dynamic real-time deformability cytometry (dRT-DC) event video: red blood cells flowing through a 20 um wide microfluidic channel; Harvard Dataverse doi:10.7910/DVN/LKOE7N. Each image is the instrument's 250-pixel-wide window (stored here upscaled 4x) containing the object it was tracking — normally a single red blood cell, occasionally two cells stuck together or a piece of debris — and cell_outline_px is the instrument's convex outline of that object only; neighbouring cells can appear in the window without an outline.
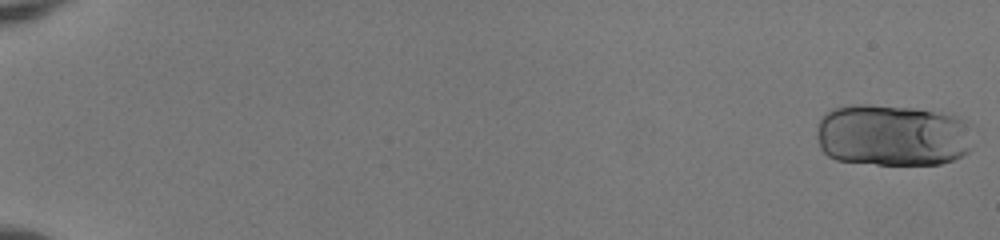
{"species": "human", "species_latin": "Homo sapiens", "temperature_condition": "room temperature", "stored_images_in_passage": 52, "segment_of_instrument_passage": [1, 2], "camera_frame_rate_fps": 3000, "um_per_image_px": 0.085, "donor": {"sex": "female"}, "frame": {"image": 1, "passage_image": 1, "time_ms": 0.0, "image_size_px": [1000, 240], "cell_outline_px": [[972, 148], [968, 152], [952, 160], [940, 164], [876, 164], [836, 160], [828, 156], [820, 148], [816, 136], [816, 128], [820, 116], [832, 108], [856, 104], [868, 104], [912, 108], [956, 116], [960, 120]], "centroid_in_image_um": [75.72, 11.5], "position_along_channel_um": 9.3, "area_um2": 56.12}}
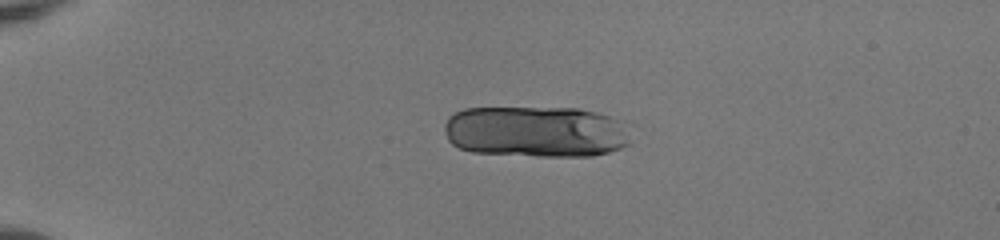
{"frame": {"image": 2, "passage_image": 14, "time_ms": 4.333, "image_size_px": [1000, 240], "cell_outline_px": [[628, 144], [620, 148], [608, 152], [592, 156], [536, 156], [472, 152], [460, 148], [452, 144], [448, 140], [444, 128], [444, 124], [448, 116], [452, 112], [464, 108], [580, 108], [596, 112], [608, 116], [616, 120]], "centroid_in_image_um": [45.4, 11.19], "position_along_channel_um": 39.6, "area_um2": 55.31}}